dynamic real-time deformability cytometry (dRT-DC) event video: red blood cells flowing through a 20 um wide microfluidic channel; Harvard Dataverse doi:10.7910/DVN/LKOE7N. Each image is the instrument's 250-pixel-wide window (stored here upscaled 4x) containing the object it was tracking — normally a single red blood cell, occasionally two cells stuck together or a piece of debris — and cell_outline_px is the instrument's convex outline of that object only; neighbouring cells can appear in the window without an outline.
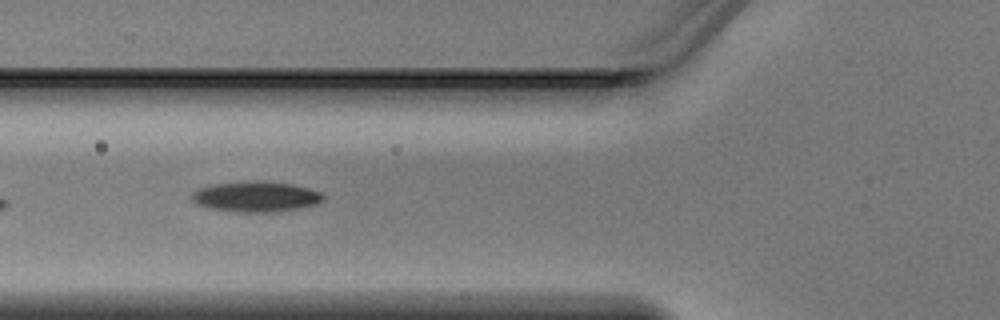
{"species": "Egyptian fruit bat (a non-hibernating species)", "species_latin": "Rousettus aegyptiacus", "temperature_condition": "warm", "stored_images_in_passage": 5, "camera_frame_rate_fps": 3000, "um_per_image_px": 0.085, "animal": {"sex": "male"}, "frame": {"image": 1, "passage_image": 4, "time_ms": 1.0, "image_size_px": [1000, 320], "cell_outline_px": [[324, 200], [316, 204], [296, 208], [272, 212], [232, 212], [212, 208], [196, 204], [192, 200], [192, 192], [200, 188], [212, 184], [292, 184], [308, 188], [320, 192], [324, 196]], "centroid_in_image_um": [21.74, 16.77], "position_along_channel_um": 104.1, "area_um2": 22.08}}
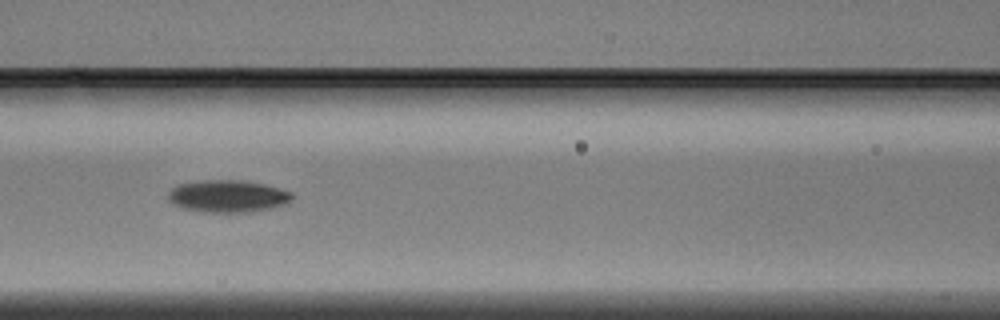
{"frame": {"image": 2, "passage_image": 5, "time_ms": 1.333, "image_size_px": [1000, 320], "cell_outline_px": [[292, 200], [284, 204], [252, 212], [204, 212], [184, 208], [172, 204], [168, 200], [168, 192], [176, 184], [204, 180], [240, 180], [264, 184], [292, 192]], "centroid_in_image_um": [19.32, 16.67], "position_along_channel_um": 147.3, "area_um2": 23.24}}